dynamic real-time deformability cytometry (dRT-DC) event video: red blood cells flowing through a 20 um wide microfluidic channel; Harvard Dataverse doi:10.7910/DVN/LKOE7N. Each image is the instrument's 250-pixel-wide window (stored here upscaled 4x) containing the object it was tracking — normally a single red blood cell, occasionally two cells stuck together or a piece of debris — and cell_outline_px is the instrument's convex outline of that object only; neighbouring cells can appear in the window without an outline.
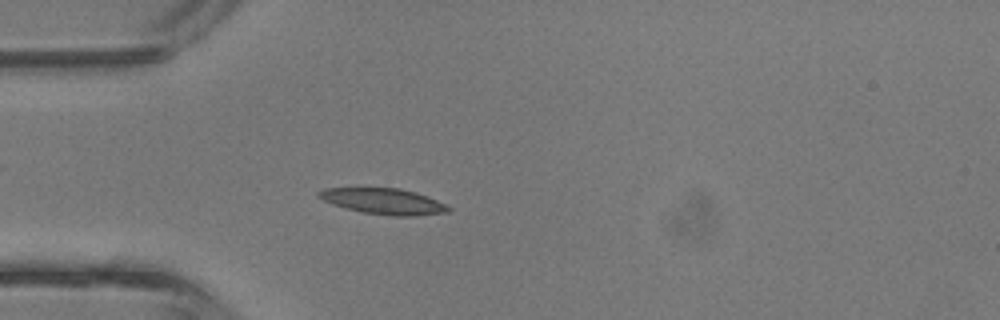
{"species": "common noctule bat (a hibernating species)", "species_latin": "Nyctalus noctula", "temperature_condition": "room temperature", "stored_images_in_passage": 42, "camera_frame_rate_fps": 3000, "um_per_image_px": 0.085, "animal": {"sex": "male", "body_mass_g": 13.3}, "frame": {"image": 1, "passage_image": 12, "time_ms": 3.667, "image_size_px": [1000, 320], "cell_outline_px": [[452, 208], [448, 212], [416, 216], [396, 216], [364, 212], [332, 204], [316, 196], [316, 192], [324, 188], [400, 188], [416, 192], [428, 196]], "centroid_in_image_um": [32.61, 17.1], "position_along_channel_um": 52.4, "area_um2": 19.42}}
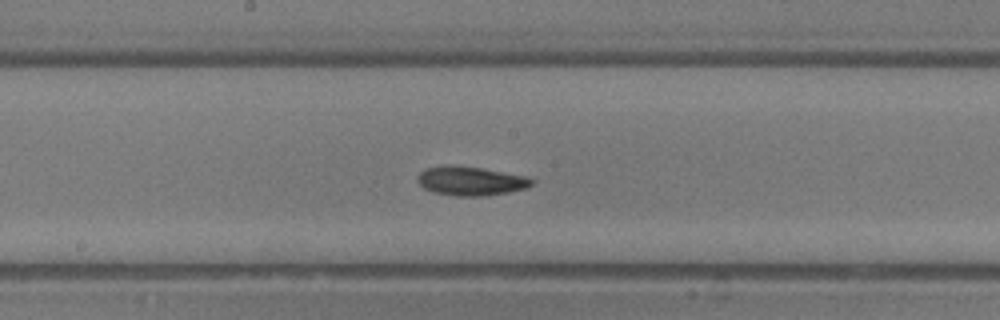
{"frame": {"image": 2, "passage_image": 22, "time_ms": 7.0, "image_size_px": [1000, 320], "cell_outline_px": [[532, 184], [528, 188], [508, 192], [484, 196], [456, 196], [432, 192], [424, 188], [416, 180], [416, 176], [420, 172], [428, 168], [448, 164], [480, 168], [528, 176], [532, 180]], "centroid_in_image_um": [39.99, 15.38], "position_along_channel_um": 208.2, "area_um2": 19.36}}
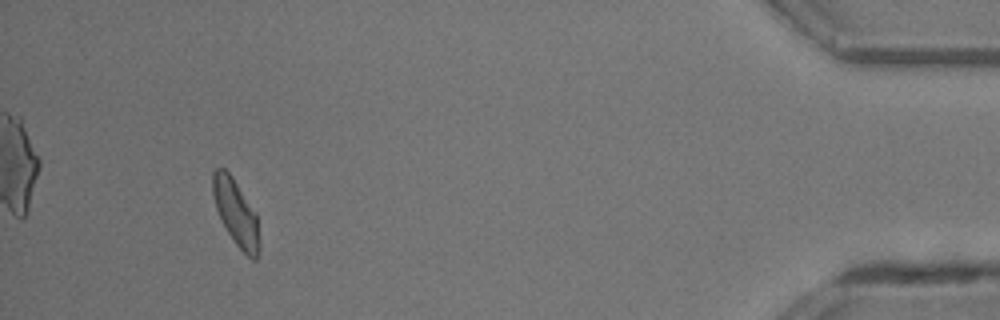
{"frame": {"image": 3, "passage_image": 39, "time_ms": 12.667, "image_size_px": [1000, 320], "cell_outline_px": [[260, 248], [256, 260], [252, 260], [236, 244], [228, 232], [216, 208], [212, 192], [212, 172], [216, 168], [224, 168], [232, 176], [256, 212], [260, 244]], "centroid_in_image_um": [20.07, 18.07], "position_along_channel_um": 415.1, "area_um2": 17.8}, "authors_computed_cell_mechanics": {"area_um2": 18.5249, "velocity_mm_per_s": 4.9094, "shape_relaxation_time_tau1_ms": 3.0324, "shape_relaxation_time_tau2_ms": 10.13, "deformation_change_tau1": 0.1382, "deformation_change_tau2": 0.2163}}